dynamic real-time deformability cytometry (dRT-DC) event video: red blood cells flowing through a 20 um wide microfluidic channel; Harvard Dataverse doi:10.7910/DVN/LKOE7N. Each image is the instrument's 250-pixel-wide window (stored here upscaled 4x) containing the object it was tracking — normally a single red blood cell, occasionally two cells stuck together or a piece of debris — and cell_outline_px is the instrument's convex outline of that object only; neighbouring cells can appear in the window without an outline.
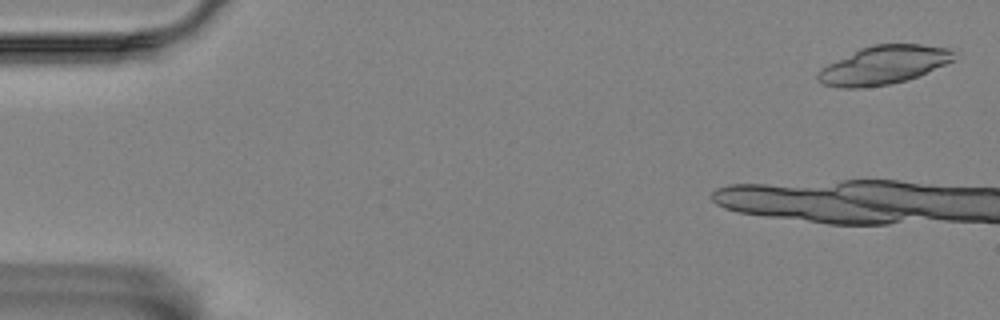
{"species": "Egyptian fruit bat (a non-hibernating species)", "species_latin": "Rousettus aegyptiacus", "temperature_condition": "room temperature", "stored_images_in_passage": 12, "camera_frame_rate_fps": 3000, "um_per_image_px": 0.085, "animal": {"sex": "female"}, "frame": {"image": 1, "passage_image": 2, "time_ms": 0.333, "image_size_px": [1000, 320], "cell_outline_px": [[956, 60], [908, 80], [888, 84], [860, 88], [840, 88], [824, 84], [816, 80], [816, 76], [820, 68], [860, 48], [872, 44], [920, 44], [952, 48], [956, 52]], "centroid_in_image_um": [75.14, 5.52], "position_along_channel_um": 9.9, "area_um2": 30.75}}